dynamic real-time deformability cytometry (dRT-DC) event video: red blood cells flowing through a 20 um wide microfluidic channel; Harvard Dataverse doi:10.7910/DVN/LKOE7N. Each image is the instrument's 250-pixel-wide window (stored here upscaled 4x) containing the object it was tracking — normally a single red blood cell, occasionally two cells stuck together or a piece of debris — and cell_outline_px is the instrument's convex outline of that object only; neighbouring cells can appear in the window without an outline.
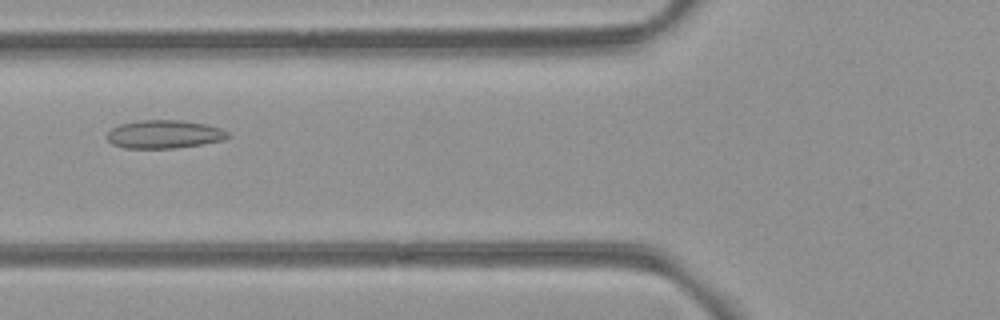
{"species": "common noctule bat (a hibernating species)", "species_latin": "Nyctalus noctula", "temperature_condition": "room temperature", "stored_images_in_passage": 2, "camera_frame_rate_fps": 3000, "um_per_image_px": 0.085, "animal": {"sex": "female", "body_mass_g": 21.9}, "frame": {"image": 1, "passage_image": 2, "time_ms": 1.0, "image_size_px": [1000, 320], "cell_outline_px": [[232, 136], [224, 140], [204, 144], [172, 148], [124, 148], [112, 144], [108, 140], [108, 132], [112, 128], [120, 124], [140, 120], [180, 120], [204, 124], [220, 128], [228, 132]], "centroid_in_image_um": [13.98, 11.41], "position_along_channel_um": 111.8, "area_um2": 19.88}}